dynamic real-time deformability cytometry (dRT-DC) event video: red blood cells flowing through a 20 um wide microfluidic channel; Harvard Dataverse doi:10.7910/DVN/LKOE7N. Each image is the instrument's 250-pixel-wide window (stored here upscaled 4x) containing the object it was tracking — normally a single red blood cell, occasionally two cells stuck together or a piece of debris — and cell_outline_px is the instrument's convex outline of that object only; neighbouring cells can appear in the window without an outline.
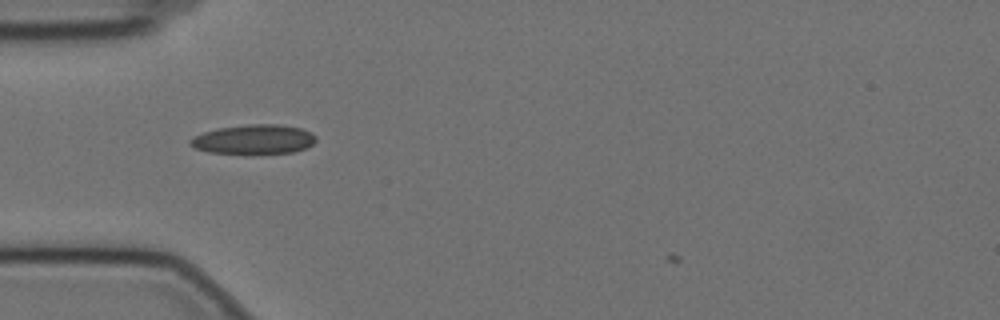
{"species": "Egyptian fruit bat (a non-hibernating species)", "species_latin": "Rousettus aegyptiacus", "temperature_condition": "cold", "stored_images_in_passage": 18, "camera_frame_rate_fps": 3000, "um_per_image_px": 0.085, "animal": {"sex": "female"}, "frame": {"image": 1, "passage_image": 2, "time_ms": 0.333, "image_size_px": [1000, 320], "cell_outline_px": [[316, 140], [312, 144], [304, 148], [292, 152], [252, 156], [248, 156], [208, 152], [196, 148], [188, 144], [188, 140], [192, 136], [216, 128], [248, 124], [280, 124], [300, 128], [312, 132], [316, 136]], "centroid_in_image_um": [21.53, 11.88], "position_along_channel_um": 63.5, "area_um2": 22.48}}
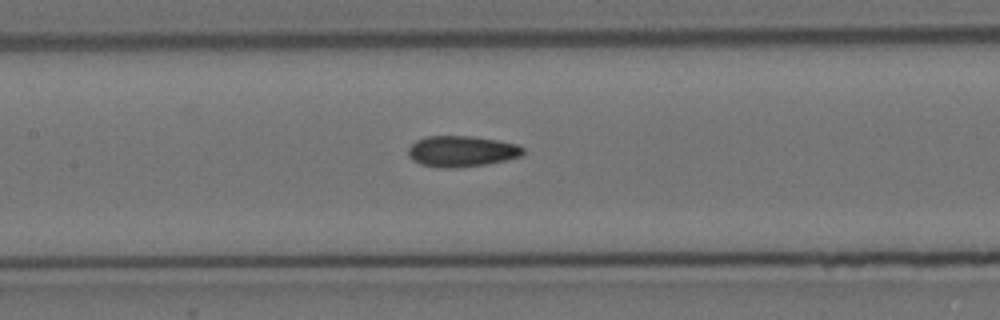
{"frame": {"image": 2, "passage_image": 11, "time_ms": 3.333, "image_size_px": [1000, 320], "cell_outline_px": [[524, 152], [520, 156], [504, 160], [484, 164], [456, 168], [444, 168], [420, 164], [412, 160], [408, 156], [408, 148], [416, 140], [428, 136], [472, 136], [496, 140], [516, 144], [524, 148]], "centroid_in_image_um": [39.2, 12.86], "position_along_channel_um": 168.2, "area_um2": 20.58}}
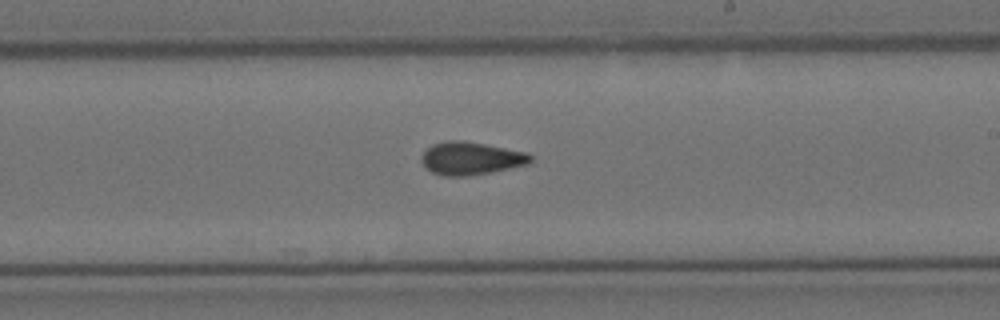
{"frame": {"image": 3, "passage_image": 18, "time_ms": 5.667, "image_size_px": [1000, 320], "cell_outline_px": [[532, 160], [528, 164], [492, 172], [464, 176], [444, 176], [432, 172], [424, 168], [420, 160], [420, 156], [432, 144], [448, 140], [464, 140], [528, 152], [532, 156]], "centroid_in_image_um": [40.01, 13.45], "position_along_channel_um": 249.0, "area_um2": 21.1}}